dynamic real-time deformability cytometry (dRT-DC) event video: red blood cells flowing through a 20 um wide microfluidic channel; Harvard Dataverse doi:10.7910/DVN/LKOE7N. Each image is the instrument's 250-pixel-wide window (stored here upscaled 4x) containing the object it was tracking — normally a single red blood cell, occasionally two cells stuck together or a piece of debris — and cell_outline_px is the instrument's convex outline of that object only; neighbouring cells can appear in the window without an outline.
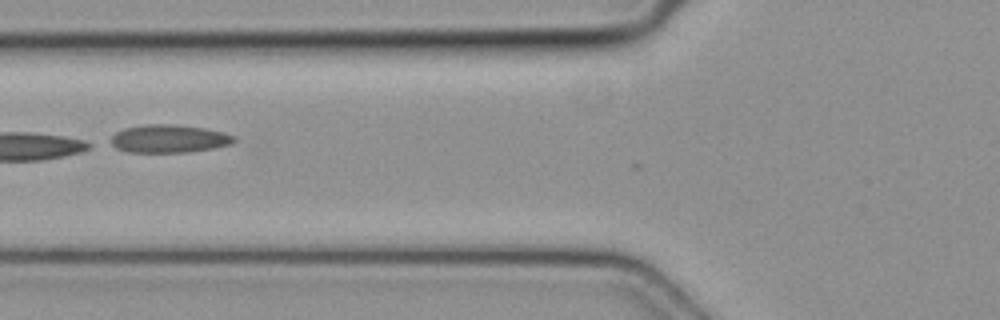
{"species": "common noctule bat (a hibernating species)", "species_latin": "Nyctalus noctula", "temperature_condition": "cold", "stored_images_in_passage": 3, "camera_frame_rate_fps": 3000, "um_per_image_px": 0.085, "animal": {"sex": "female", "body_mass_g": 19.3, "forearm_length_mm": 54.1}, "frame": {"image": 1, "passage_image": 2, "time_ms": 0.333, "image_size_px": [1000, 320], "cell_outline_px": [[236, 140], [232, 144], [212, 148], [188, 152], [128, 152], [116, 148], [108, 144], [112, 136], [116, 132], [124, 128], [144, 124], [176, 124], [204, 128], [224, 132], [236, 136]], "centroid_in_image_um": [14.35, 11.78], "position_along_channel_um": 111.5, "area_um2": 20.35}}